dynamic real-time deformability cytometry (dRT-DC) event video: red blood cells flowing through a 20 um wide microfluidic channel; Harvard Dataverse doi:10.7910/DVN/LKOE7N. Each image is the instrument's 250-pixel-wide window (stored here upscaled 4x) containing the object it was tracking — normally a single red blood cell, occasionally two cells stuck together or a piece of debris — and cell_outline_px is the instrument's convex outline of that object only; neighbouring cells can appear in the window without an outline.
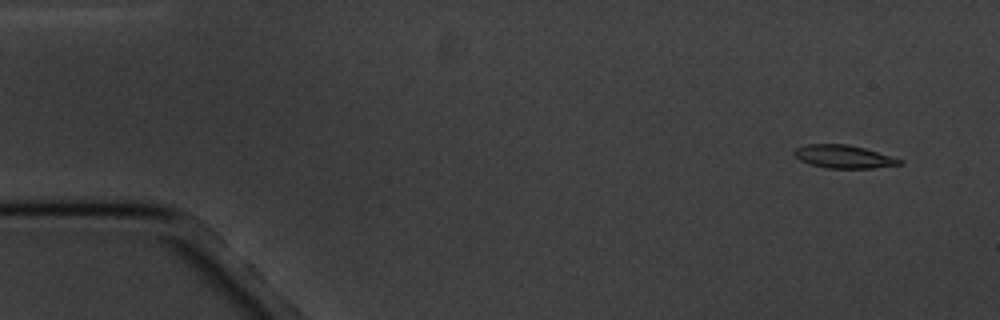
{"species": "common noctule bat (a hibernating species)", "species_latin": "Nyctalus noctula", "temperature_condition": "cold", "stored_images_in_passage": 4, "camera_frame_rate_fps": 3000, "um_per_image_px": 0.085, "animal": {"sex": "male", "body_mass_g": 20.1, "forearm_length_mm": 53.5}, "frame": {"image": 1, "passage_image": 1, "time_ms": 0.0, "image_size_px": [1000, 320], "cell_outline_px": [[904, 164], [872, 168], [828, 168], [808, 164], [800, 160], [792, 152], [796, 148], [808, 144], [848, 144], [864, 148], [904, 160]], "centroid_in_image_um": [71.72, 13.32], "position_along_channel_um": 13.3, "area_um2": 14.16}}
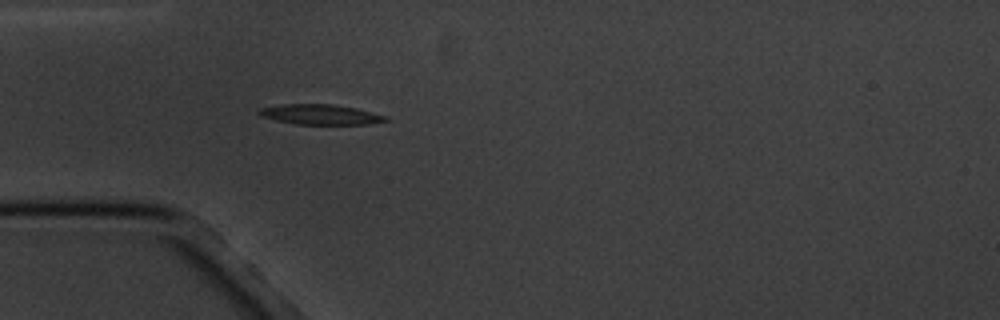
{"frame": {"image": 2, "passage_image": 4, "time_ms": 4.333, "image_size_px": [1000, 320], "cell_outline_px": [[388, 120], [364, 124], [296, 124], [276, 120], [260, 116], [256, 112], [260, 108], [280, 104], [332, 104], [356, 108], [388, 116]], "centroid_in_image_um": [27.19, 9.72], "position_along_channel_um": 57.8, "area_um2": 14.8}}